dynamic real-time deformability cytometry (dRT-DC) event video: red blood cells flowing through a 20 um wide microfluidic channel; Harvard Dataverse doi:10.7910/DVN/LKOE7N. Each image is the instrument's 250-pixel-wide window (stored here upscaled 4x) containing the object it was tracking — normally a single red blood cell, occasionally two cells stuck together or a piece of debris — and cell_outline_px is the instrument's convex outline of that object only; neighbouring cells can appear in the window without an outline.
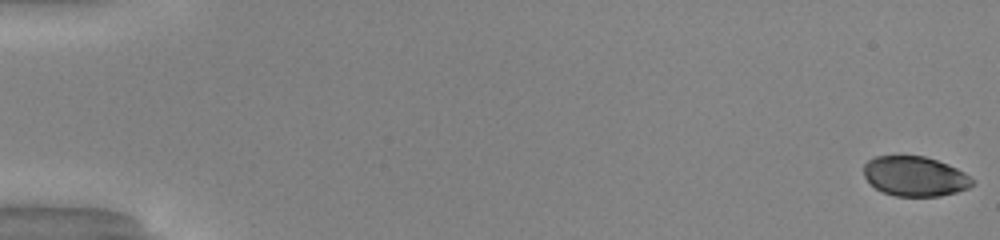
{"species": "common noctule bat (a hibernating species)", "species_latin": "Nyctalus noctula", "temperature_condition": "warm", "stored_images_in_passage": 51, "camera_frame_rate_fps": 3000, "um_per_image_px": 0.085, "animal": {"sex": "male", "body_mass_g": 20.0, "forearm_length_mm": 53.3}, "frame": {"image": 1, "passage_image": 1, "time_ms": 0.0, "image_size_px": [1000, 240], "cell_outline_px": [[972, 184], [968, 188], [956, 192], [940, 196], [896, 196], [884, 192], [876, 188], [864, 176], [864, 164], [868, 160], [876, 156], [924, 156], [948, 164], [964, 172], [972, 180]], "centroid_in_image_um": [77.75, 14.98], "position_along_channel_um": 7.2, "area_um2": 24.91}}
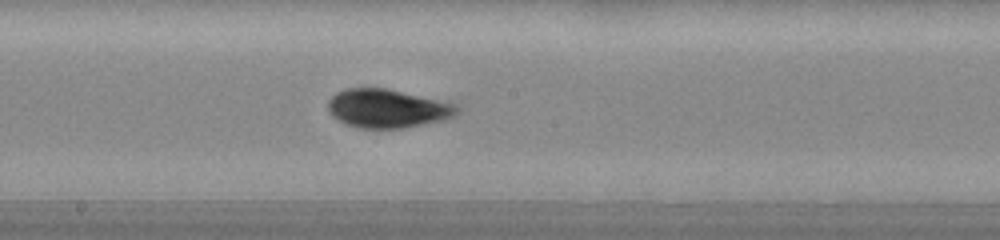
{"frame": {"image": 2, "passage_image": 29, "time_ms": 9.333, "image_size_px": [1000, 240], "cell_outline_px": [[460, 108], [456, 116], [444, 120], [400, 128], [356, 128], [344, 124], [332, 116], [328, 112], [328, 100], [336, 92], [344, 88], [384, 88], [452, 100]], "centroid_in_image_um": [32.99, 9.2], "position_along_channel_um": 215.2, "area_um2": 29.82}}
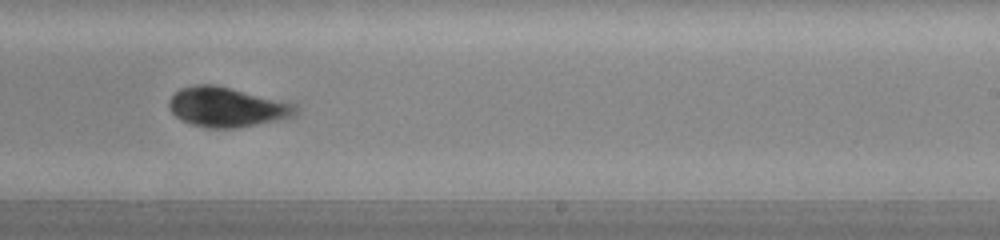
{"frame": {"image": 3, "passage_image": 33, "time_ms": 10.667, "image_size_px": [1000, 240], "cell_outline_px": [[300, 112], [296, 116], [236, 128], [208, 128], [192, 124], [180, 120], [168, 108], [168, 100], [180, 88], [196, 84], [216, 84], [296, 104]], "centroid_in_image_um": [19.28, 9.09], "position_along_channel_um": 269.7, "area_um2": 29.42}, "authors_computed_cell_mechanics": {"area_um2": 28.611, "velocity_mm_per_s": 4.1064, "shape_relaxation_time_tau1_ms": 3.103, "shape_relaxation_time_tau2_ms": 4.7194, "deformation_change_tau1": 0.0749, "deformation_change_tau2": 0.0789}}